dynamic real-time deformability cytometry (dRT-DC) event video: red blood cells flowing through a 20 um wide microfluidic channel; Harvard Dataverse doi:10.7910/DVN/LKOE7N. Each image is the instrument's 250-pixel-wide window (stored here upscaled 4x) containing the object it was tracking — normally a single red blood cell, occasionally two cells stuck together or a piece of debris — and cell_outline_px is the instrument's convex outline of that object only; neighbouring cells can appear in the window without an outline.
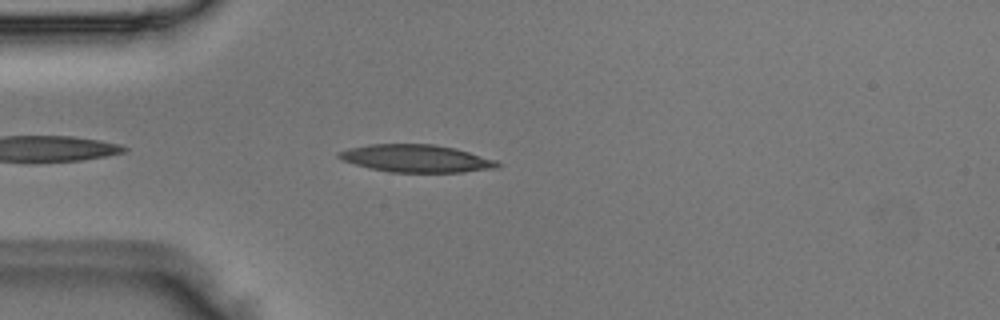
{"species": "Egyptian fruit bat (a non-hibernating species)", "species_latin": "Rousettus aegyptiacus", "temperature_condition": "room temperature", "stored_images_in_passage": 3, "camera_frame_rate_fps": 3000, "um_per_image_px": 0.085, "animal": {"sex": "male"}, "frame": {"image": 1, "passage_image": 3, "time_ms": 0.667, "image_size_px": [1000, 320], "cell_outline_px": [[500, 168], [464, 172], [392, 172], [372, 168], [356, 164], [344, 160], [336, 156], [336, 152], [348, 148], [368, 144], [432, 144], [456, 148], [496, 160], [500, 164]], "centroid_in_image_um": [35.4, 13.46], "position_along_channel_um": 49.6, "area_um2": 25.43}}